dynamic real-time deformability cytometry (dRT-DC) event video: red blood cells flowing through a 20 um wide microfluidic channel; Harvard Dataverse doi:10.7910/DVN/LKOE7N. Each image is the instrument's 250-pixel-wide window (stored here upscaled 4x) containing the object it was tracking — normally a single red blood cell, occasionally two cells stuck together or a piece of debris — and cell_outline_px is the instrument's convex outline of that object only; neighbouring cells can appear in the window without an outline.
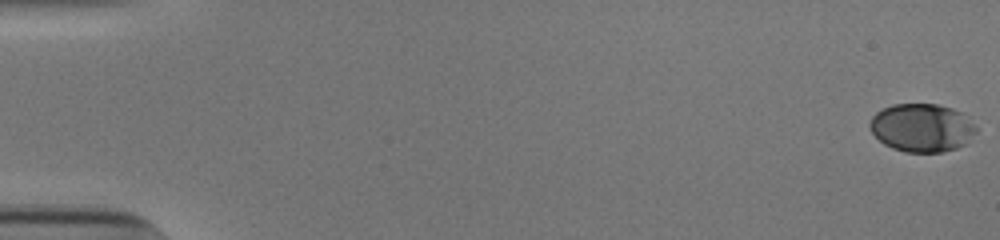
{"species": "human", "species_latin": "Homo sapiens", "temperature_condition": "cold", "stored_images_in_passage": 55, "camera_frame_rate_fps": 3000, "um_per_image_px": 0.085, "donor": {"sex": "male"}, "frame": {"image": 1, "passage_image": 1, "time_ms": 0.0, "image_size_px": [1000, 240], "cell_outline_px": [[976, 132], [964, 144], [956, 148], [944, 152], [904, 152], [892, 148], [884, 144], [872, 132], [868, 124], [872, 116], [876, 112], [892, 104], [936, 104], [952, 108], [960, 112], [976, 128]], "centroid_in_image_um": [78.32, 10.86], "position_along_channel_um": 6.7, "area_um2": 29.65}}
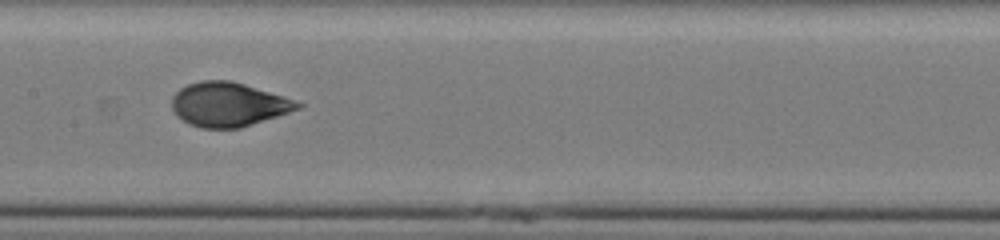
{"frame": {"image": 2, "passage_image": 29, "time_ms": 9.333, "image_size_px": [1000, 240], "cell_outline_px": [[304, 104], [300, 108], [240, 128], [200, 128], [188, 124], [176, 116], [172, 108], [172, 96], [180, 88], [188, 84], [200, 80], [228, 80], [244, 84], [296, 100]], "centroid_in_image_um": [19.37, 8.88], "position_along_channel_um": 188.0, "area_um2": 32.25}}
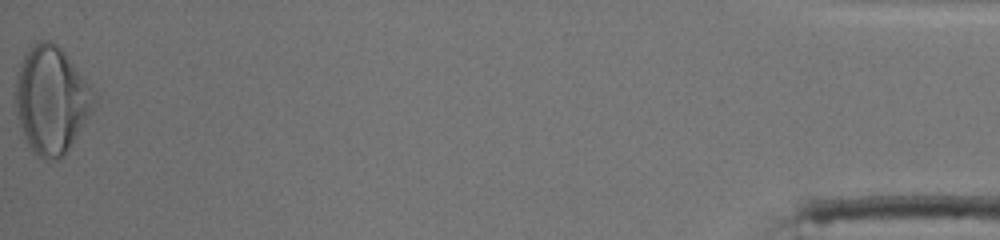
{"frame": {"image": 3, "passage_image": 55, "time_ms": 18.0, "image_size_px": [1000, 240], "cell_outline_px": [[96, 100], [92, 112], [68, 148], [56, 160], [44, 160], [36, 156], [28, 144], [20, 128], [16, 116], [16, 72], [24, 52], [32, 44], [40, 40], [52, 40], [64, 52], [84, 76], [96, 92]], "centroid_in_image_um": [4.35, 8.46], "position_along_channel_um": 430.8, "area_um2": 49.25}, "authors_computed_cell_mechanics": {"area_um2": 32.1368, "velocity_mm_per_s": 3.8537, "shape_relaxation_time_tau1_ms": 4.7867, "shape_relaxation_time_tau2_ms": null, "deformation_change_tau1": 0.1706, "deformation_change_tau2": null}}